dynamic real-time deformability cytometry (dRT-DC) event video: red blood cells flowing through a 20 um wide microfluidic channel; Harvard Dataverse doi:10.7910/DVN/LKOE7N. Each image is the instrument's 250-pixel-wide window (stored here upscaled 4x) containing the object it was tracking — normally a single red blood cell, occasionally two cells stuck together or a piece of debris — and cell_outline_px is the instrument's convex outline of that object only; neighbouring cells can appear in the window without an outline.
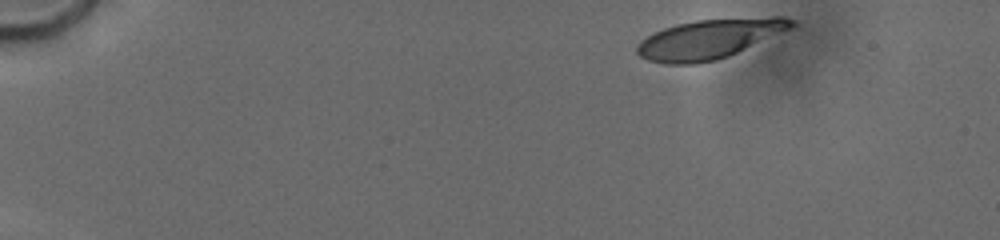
{"species": "human", "species_latin": "Homo sapiens", "temperature_condition": "cold", "stored_images_in_passage": 13, "camera_frame_rate_fps": 3000, "um_per_image_px": 0.085, "donor": {"sex": "male"}, "frame": {"image": 1, "passage_image": 1, "time_ms": 0.0, "image_size_px": [1000, 240], "cell_outline_px": [[796, 24], [792, 28], [728, 56], [716, 60], [696, 64], [664, 64], [648, 60], [640, 56], [636, 52], [636, 44], [640, 40], [664, 28], [676, 24], [696, 20], [772, 16], [784, 16], [796, 20]], "centroid_in_image_um": [60.31, 3.3], "position_along_channel_um": 24.7, "area_um2": 35.66}}
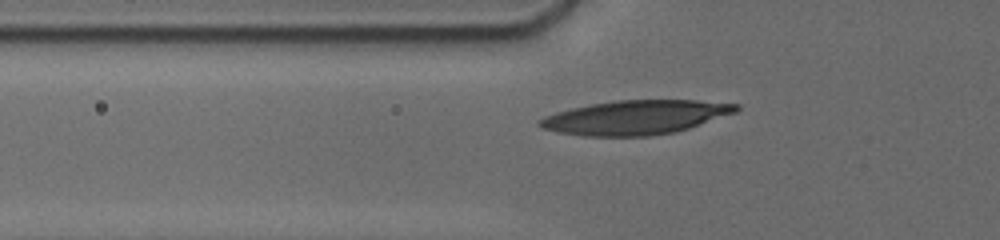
{"frame": {"image": 2, "passage_image": 11, "time_ms": 4.333, "image_size_px": [1000, 240], "cell_outline_px": [[740, 108], [736, 112], [676, 132], [652, 136], [584, 136], [560, 132], [544, 128], [536, 124], [536, 120], [544, 116], [556, 112], [572, 108], [612, 100], [696, 100], [740, 104]], "centroid_in_image_um": [54.01, 9.97], "position_along_channel_um": 71.8, "area_um2": 39.07}}